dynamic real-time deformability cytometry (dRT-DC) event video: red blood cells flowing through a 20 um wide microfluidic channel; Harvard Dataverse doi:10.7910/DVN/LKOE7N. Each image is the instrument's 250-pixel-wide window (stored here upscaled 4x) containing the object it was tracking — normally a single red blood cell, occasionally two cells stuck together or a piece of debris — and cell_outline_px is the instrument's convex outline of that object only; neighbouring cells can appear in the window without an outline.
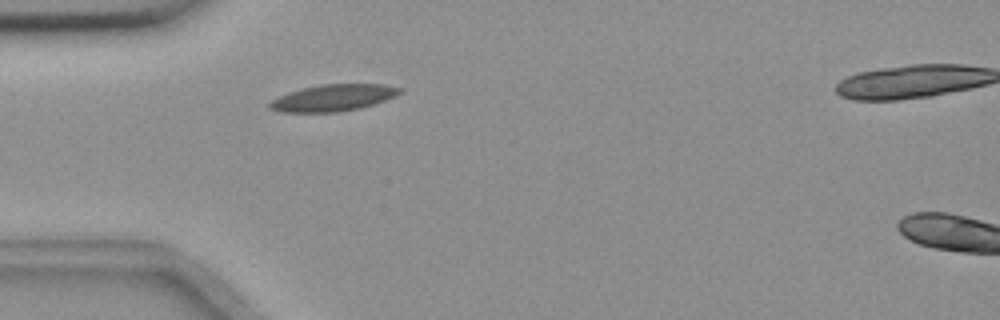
{"species": "common noctule bat (a hibernating species)", "species_latin": "Nyctalus noctula", "temperature_condition": "room temperature", "stored_images_in_passage": 33, "camera_frame_rate_fps": 3000, "um_per_image_px": 0.085, "animal": {"sex": "female", "body_mass_g": 18.4}, "frame": {"image": 1, "passage_image": 1, "time_ms": 0.0, "image_size_px": [1000, 320], "cell_outline_px": [[404, 88], [396, 96], [360, 108], [336, 112], [280, 112], [268, 108], [268, 100], [288, 92], [300, 88], [320, 84], [384, 84]], "centroid_in_image_um": [28.26, 8.3], "position_along_channel_um": 56.7, "area_um2": 20.4}}
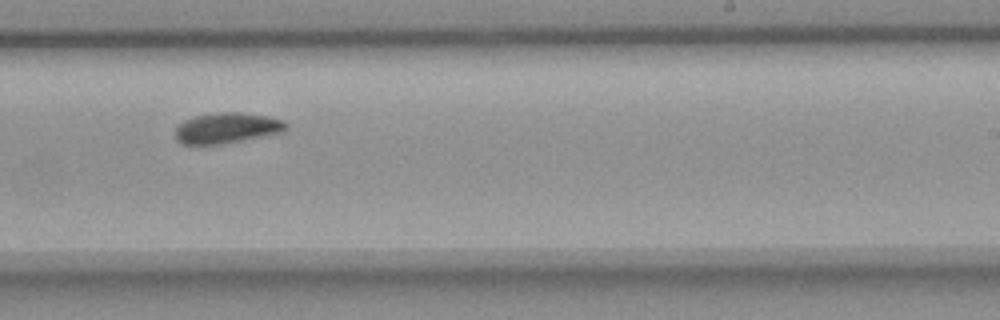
{"frame": {"image": 2, "passage_image": 19, "time_ms": 6.0, "image_size_px": [1000, 320], "cell_outline_px": [[288, 128], [284, 132], [244, 140], [220, 144], [184, 144], [176, 140], [176, 124], [192, 116], [216, 112], [240, 112], [268, 116], [284, 120], [288, 124]], "centroid_in_image_um": [19.3, 10.87], "position_along_channel_um": 269.7, "area_um2": 20.06}}
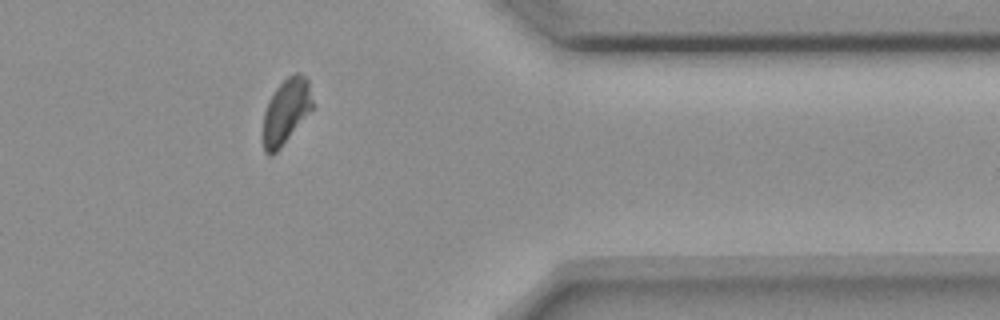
{"frame": {"image": 3, "passage_image": 30, "time_ms": 9.667, "image_size_px": [1000, 320], "cell_outline_px": [[312, 108], [280, 148], [276, 152], [268, 156], [264, 152], [264, 112], [268, 100], [276, 88], [288, 76], [296, 72], [300, 72], [308, 80], [312, 100]], "centroid_in_image_um": [24.3, 9.44], "position_along_channel_um": 387.1, "area_um2": 18.32}, "authors_computed_cell_mechanics": {"area_um2": 19.8832, "velocity_mm_per_s": 3.6474, "shape_relaxation_time_tau1_ms": 5.3952, "shape_relaxation_time_tau2_ms": 3.7945, "deformation_change_tau1": 0.1161, "deformation_change_tau2": 0.0856}}